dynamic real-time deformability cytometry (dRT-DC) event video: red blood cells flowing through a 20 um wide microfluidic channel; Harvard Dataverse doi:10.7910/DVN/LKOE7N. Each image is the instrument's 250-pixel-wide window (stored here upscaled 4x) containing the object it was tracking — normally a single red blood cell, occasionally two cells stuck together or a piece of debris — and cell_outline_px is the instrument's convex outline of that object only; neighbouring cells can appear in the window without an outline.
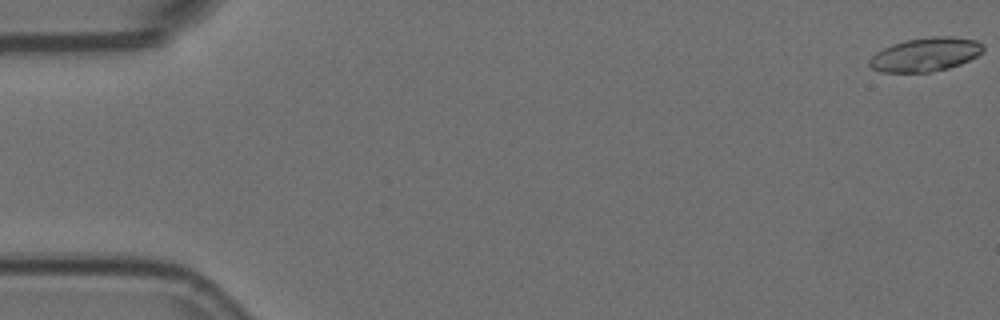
{"species": "Egyptian fruit bat (a non-hibernating species)", "species_latin": "Rousettus aegyptiacus", "temperature_condition": "room temperature", "stored_images_in_passage": 7, "camera_frame_rate_fps": 3000, "um_per_image_px": 0.085, "animal": {"sex": "female"}, "frame": {"image": 1, "passage_image": 1, "time_ms": 0.0, "image_size_px": [1000, 320], "cell_outline_px": [[984, 48], [976, 56], [960, 64], [948, 68], [932, 72], [880, 72], [872, 68], [868, 64], [868, 60], [876, 52], [892, 44], [904, 40], [932, 36], [952, 36], [976, 40], [984, 44]], "centroid_in_image_um": [78.65, 4.63], "position_along_channel_um": 6.4, "area_um2": 22.43}}
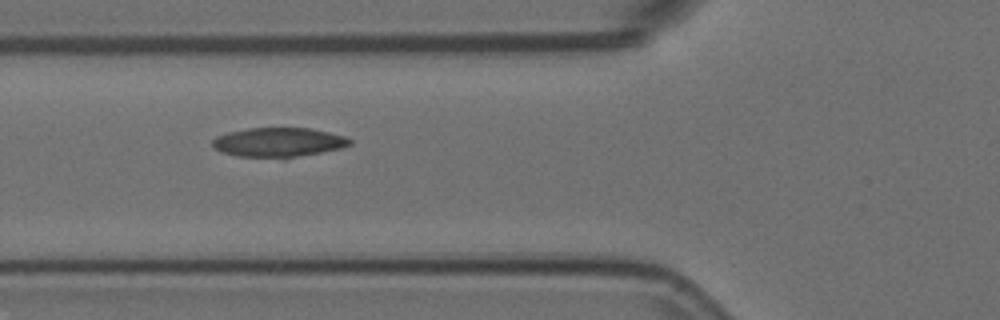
{"frame": {"image": 2, "passage_image": 6, "time_ms": 1.667, "image_size_px": [1000, 320], "cell_outline_px": [[352, 144], [340, 148], [284, 160], [240, 156], [224, 152], [216, 148], [212, 144], [212, 140], [216, 136], [228, 132], [248, 128], [308, 128], [328, 132], [344, 136], [352, 140]], "centroid_in_image_um": [23.68, 12.12], "position_along_channel_um": 102.1, "area_um2": 23.76}}
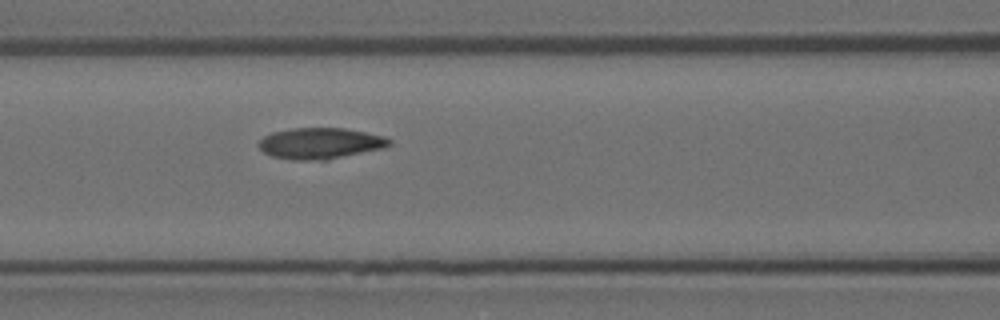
{"frame": {"image": 3, "passage_image": 7, "time_ms": 2.0, "image_size_px": [1000, 320], "cell_outline_px": [[392, 144], [384, 148], [328, 160], [292, 160], [272, 156], [264, 152], [256, 144], [264, 136], [272, 132], [292, 128], [344, 128], [384, 136], [392, 140]], "centroid_in_image_um": [27.22, 12.19], "position_along_channel_um": 139.4, "area_um2": 23.81}}